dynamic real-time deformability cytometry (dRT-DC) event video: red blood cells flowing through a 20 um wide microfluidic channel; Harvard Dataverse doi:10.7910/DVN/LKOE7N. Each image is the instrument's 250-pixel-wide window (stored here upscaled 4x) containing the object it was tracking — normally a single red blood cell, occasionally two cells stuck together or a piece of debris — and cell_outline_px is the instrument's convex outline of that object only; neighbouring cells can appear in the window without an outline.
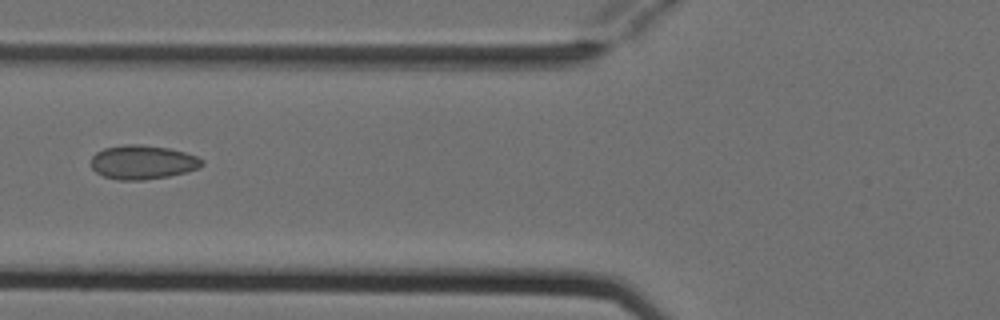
{"species": "Egyptian fruit bat (a non-hibernating species)", "species_latin": "Rousettus aegyptiacus", "temperature_condition": "cold", "stored_images_in_passage": 3, "camera_frame_rate_fps": 3000, "um_per_image_px": 0.085, "animal": {"sex": "female"}, "frame": {"image": 1, "passage_image": 3, "time_ms": 0.667, "image_size_px": [1000, 320], "cell_outline_px": [[204, 164], [200, 168], [188, 172], [168, 176], [144, 180], [120, 180], [104, 176], [96, 172], [92, 168], [92, 156], [96, 152], [104, 148], [124, 144], [140, 144], [168, 148], [184, 152], [196, 156], [204, 160]], "centroid_in_image_um": [12.15, 13.78], "position_along_channel_um": 113.7, "area_um2": 22.08}}